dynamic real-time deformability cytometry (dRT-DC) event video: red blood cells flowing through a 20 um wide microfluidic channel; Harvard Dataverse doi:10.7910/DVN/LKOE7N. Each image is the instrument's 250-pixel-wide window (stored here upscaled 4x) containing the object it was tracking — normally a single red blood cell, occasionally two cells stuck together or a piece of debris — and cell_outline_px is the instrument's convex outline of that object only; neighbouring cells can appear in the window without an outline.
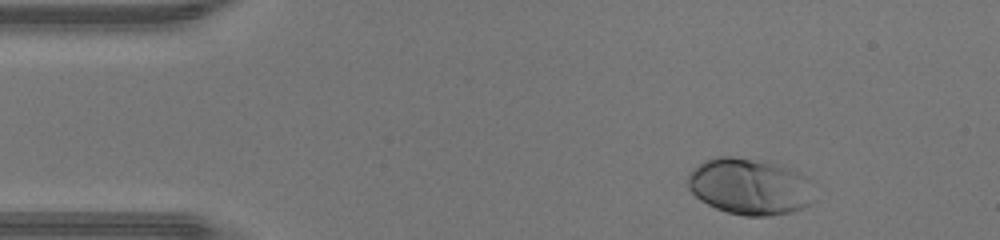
{"species": "human", "species_latin": "Homo sapiens", "temperature_condition": "warm", "stored_images_in_passage": 35, "camera_frame_rate_fps": 3000, "um_per_image_px": 0.085, "donor": {"sex": "male"}, "frame": {"image": 1, "passage_image": 2, "time_ms": 0.333, "image_size_px": [1000, 240], "cell_outline_px": [[816, 200], [812, 204], [804, 208], [792, 212], [768, 216], [744, 216], [728, 212], [716, 208], [700, 200], [688, 188], [688, 172], [692, 168], [704, 160], [716, 156], [732, 156], [768, 160], [792, 168], [808, 176]], "centroid_in_image_um": [63.77, 15.83], "position_along_channel_um": 21.2, "area_um2": 42.71}}
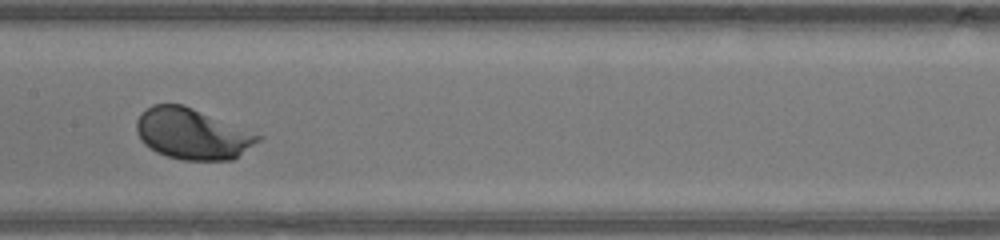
{"frame": {"image": 2, "passage_image": 19, "time_ms": 6.0, "image_size_px": [1000, 240], "cell_outline_px": [[264, 136], [260, 140], [232, 160], [184, 160], [168, 156], [156, 152], [144, 144], [140, 140], [136, 132], [136, 120], [152, 104], [184, 104]], "centroid_in_image_um": [16.34, 11.37], "position_along_channel_um": 191.1, "area_um2": 35.95}}
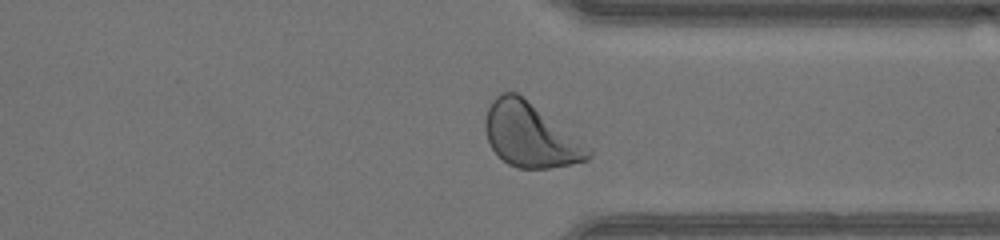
{"frame": {"image": 3, "passage_image": 31, "time_ms": 10.0, "image_size_px": [1000, 240], "cell_outline_px": [[592, 156], [588, 160], [548, 168], [516, 168], [508, 164], [492, 148], [488, 140], [484, 128], [484, 120], [488, 108], [492, 100], [500, 92], [516, 92], [592, 148]], "centroid_in_image_um": [45.07, 11.49], "position_along_channel_um": 366.3, "area_um2": 38.09}, "authors_computed_cell_mechanics": {"area_um2": 36.6452, "velocity_mm_per_s": 4.437, "shape_relaxation_time_tau1_ms": 1.2133, "shape_relaxation_time_tau2_ms": null, "deformation_change_tau1": 0.1469, "deformation_change_tau2": null}}